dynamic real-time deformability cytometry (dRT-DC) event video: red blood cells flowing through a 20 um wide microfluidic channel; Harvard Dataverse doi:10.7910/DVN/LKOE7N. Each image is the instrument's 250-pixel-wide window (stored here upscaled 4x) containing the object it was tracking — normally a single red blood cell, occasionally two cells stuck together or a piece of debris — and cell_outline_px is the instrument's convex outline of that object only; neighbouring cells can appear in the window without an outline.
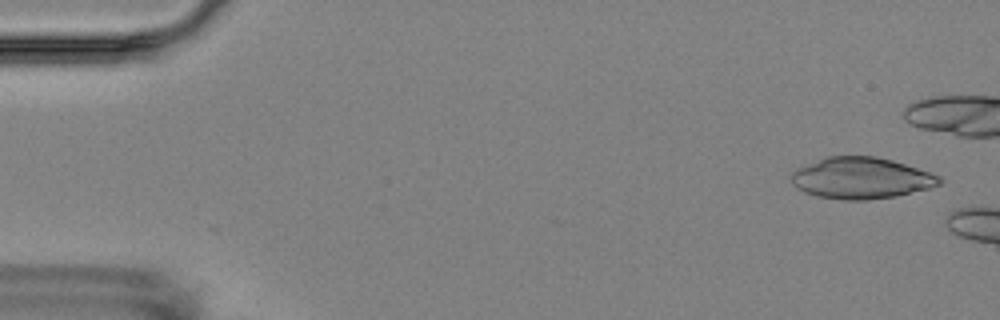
{"species": "Egyptian fruit bat (a non-hibernating species)", "species_latin": "Rousettus aegyptiacus", "temperature_condition": "room temperature", "stored_images_in_passage": 9, "camera_frame_rate_fps": 3000, "um_per_image_px": 0.085, "animal": {"sex": "female"}, "frame": {"image": 1, "passage_image": 1, "time_ms": 0.0, "image_size_px": [1000, 320], "cell_outline_px": [[944, 180], [940, 184], [928, 188], [896, 196], [868, 200], [844, 200], [816, 196], [804, 192], [796, 188], [792, 184], [792, 172], [796, 168], [828, 156], [876, 156], [892, 160], [940, 176]], "centroid_in_image_um": [73.17, 15.14], "position_along_channel_um": 11.8, "area_um2": 35.6}}